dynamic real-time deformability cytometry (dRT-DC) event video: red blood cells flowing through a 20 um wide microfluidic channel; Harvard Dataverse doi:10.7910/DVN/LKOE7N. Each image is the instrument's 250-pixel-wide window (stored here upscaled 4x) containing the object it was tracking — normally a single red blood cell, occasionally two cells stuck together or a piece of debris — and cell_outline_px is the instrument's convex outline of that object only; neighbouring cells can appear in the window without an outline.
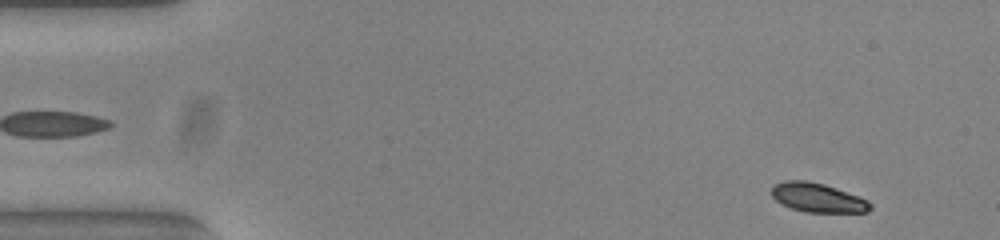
{"species": "common noctule bat (a hibernating species)", "species_latin": "Nyctalus noctula", "temperature_condition": "warm", "stored_images_in_passage": 50, "camera_frame_rate_fps": 3000, "um_per_image_px": 0.085, "animal": {"sex": "female", "body_mass_g": 23.0, "forearm_length_mm": 53.4}, "frame": {"image": 1, "passage_image": 1, "time_ms": 0.0, "image_size_px": [1000, 240], "cell_outline_px": [[872, 208], [868, 212], [804, 212], [780, 204], [772, 196], [772, 188], [776, 184], [784, 180], [804, 180], [824, 184], [836, 188], [868, 200], [872, 204]], "centroid_in_image_um": [69.5, 16.81], "position_along_channel_um": 15.5, "area_um2": 16.7}}
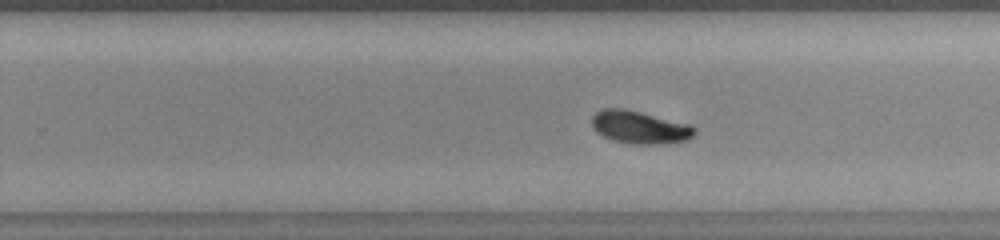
{"frame": {"image": 2, "passage_image": 30, "time_ms": 9.667, "image_size_px": [1000, 240], "cell_outline_px": [[696, 132], [688, 140], [656, 144], [632, 144], [612, 140], [596, 132], [592, 128], [592, 116], [596, 112], [604, 108], [624, 108], [692, 124], [696, 128]], "centroid_in_image_um": [54.38, 10.81], "position_along_channel_um": 275.4, "area_um2": 19.77}}
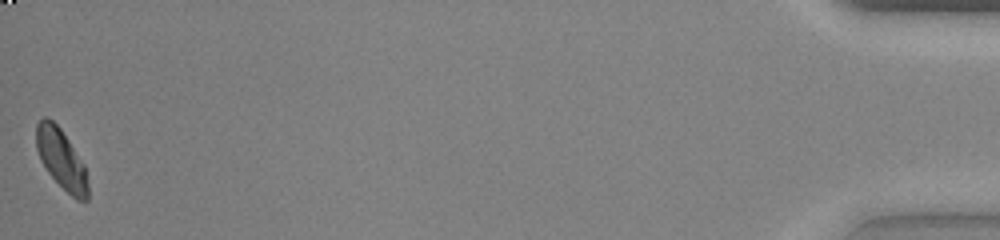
{"frame": {"image": 3, "passage_image": 50, "time_ms": 16.333, "image_size_px": [1000, 240], "cell_outline_px": [[88, 200], [76, 200], [48, 172], [40, 160], [36, 148], [36, 124], [44, 116], [48, 116], [60, 128], [84, 164], [88, 184]], "centroid_in_image_um": [5.2, 13.5], "position_along_channel_um": 430.0, "area_um2": 17.8}, "authors_computed_cell_mechanics": {"area_um2": 18.8139, "velocity_mm_per_s": 3.827, "shape_relaxation_time_tau1_ms": 5.5224, "shape_relaxation_time_tau2_ms": null, "deformation_change_tau1": 0.1963, "deformation_change_tau2": null}}